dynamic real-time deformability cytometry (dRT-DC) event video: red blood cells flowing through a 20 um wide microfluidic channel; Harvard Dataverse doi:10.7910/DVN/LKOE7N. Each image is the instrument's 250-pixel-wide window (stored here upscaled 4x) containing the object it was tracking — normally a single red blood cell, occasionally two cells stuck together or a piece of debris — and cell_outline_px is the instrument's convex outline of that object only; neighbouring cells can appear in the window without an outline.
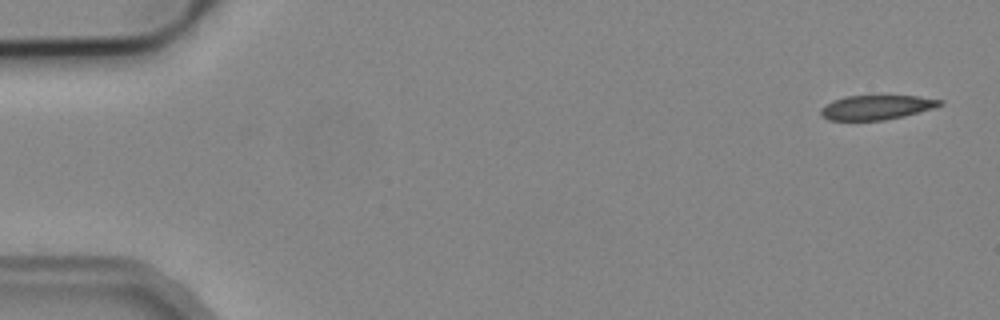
{"species": "common noctule bat (a hibernating species)", "species_latin": "Nyctalus noctula", "temperature_condition": "cold", "stored_images_in_passage": 5, "camera_frame_rate_fps": 3000, "um_per_image_px": 0.085, "animal": {"sex": "male", "body_mass_g": 19.2, "forearm_length_mm": 51.8}, "frame": {"image": 1, "passage_image": 1, "time_ms": 0.0, "image_size_px": [1000, 320], "cell_outline_px": [[944, 104], [932, 108], [904, 116], [884, 120], [828, 120], [820, 116], [820, 108], [832, 100], [844, 96], [916, 96], [944, 100]], "centroid_in_image_um": [74.46, 9.12], "position_along_channel_um": 10.5, "area_um2": 16.99}}
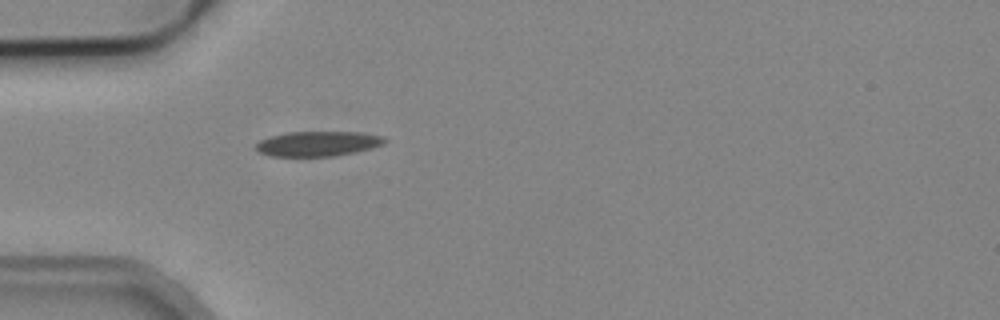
{"frame": {"image": 2, "passage_image": 5, "time_ms": 4.667, "image_size_px": [1000, 320], "cell_outline_px": [[388, 140], [384, 144], [352, 152], [332, 156], [268, 156], [260, 152], [256, 148], [256, 144], [260, 140], [272, 136], [288, 132], [360, 132], [380, 136]], "centroid_in_image_um": [26.99, 12.21], "position_along_channel_um": 58.0, "area_um2": 18.38}}